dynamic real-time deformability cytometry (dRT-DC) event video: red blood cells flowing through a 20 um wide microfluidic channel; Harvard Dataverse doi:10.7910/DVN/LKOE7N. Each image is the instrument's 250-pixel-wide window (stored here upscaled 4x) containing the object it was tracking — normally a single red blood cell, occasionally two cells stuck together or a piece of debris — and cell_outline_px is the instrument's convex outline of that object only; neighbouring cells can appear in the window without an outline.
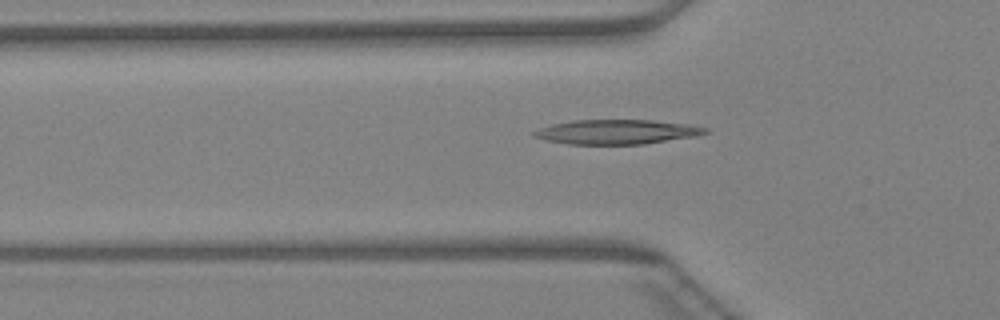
{"species": "Egyptian fruit bat (a non-hibernating species)", "species_latin": "Rousettus aegyptiacus", "temperature_condition": "warm", "stored_images_in_passage": 39, "camera_frame_rate_fps": 3000, "um_per_image_px": 0.085, "animal": {"sex": "female"}, "frame": {"image": 1, "passage_image": 9, "time_ms": 2.667, "image_size_px": [1000, 320], "cell_outline_px": [[708, 132], [696, 136], [644, 144], [568, 144], [544, 140], [532, 136], [532, 132], [540, 128], [552, 124], [572, 120], [652, 120], [688, 124], [708, 128]], "centroid_in_image_um": [52.4, 11.21], "position_along_channel_um": 73.4, "area_um2": 24.51}}
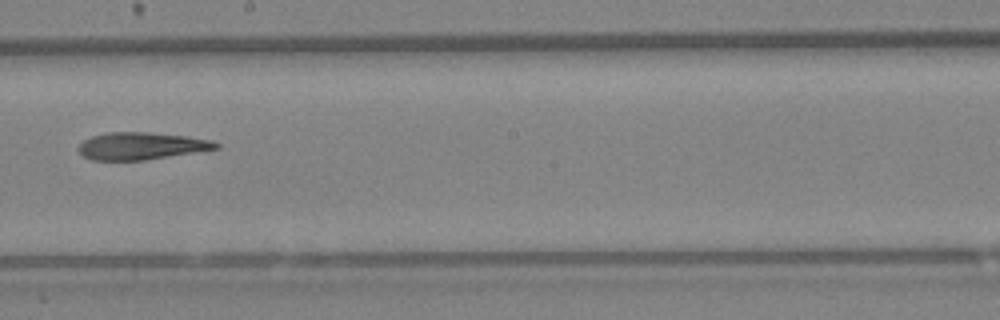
{"frame": {"image": 2, "passage_image": 20, "time_ms": 6.333, "image_size_px": [1000, 320], "cell_outline_px": [[220, 148], [144, 160], [92, 160], [84, 156], [76, 148], [84, 140], [92, 136], [108, 132], [148, 132], [184, 136], [212, 140], [220, 144]], "centroid_in_image_um": [11.99, 12.4], "position_along_channel_um": 236.2, "area_um2": 21.68}}
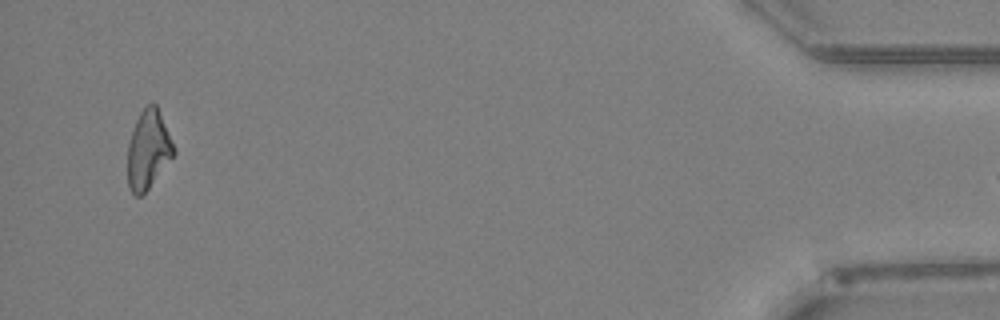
{"frame": {"image": 3, "passage_image": 38, "time_ms": 12.333, "image_size_px": [1000, 320], "cell_outline_px": [[176, 152], [148, 188], [140, 196], [136, 196], [128, 188], [128, 144], [136, 120], [144, 104], [156, 104], [176, 148]], "centroid_in_image_um": [12.6, 12.69], "position_along_channel_um": 422.6, "area_um2": 20.92}}